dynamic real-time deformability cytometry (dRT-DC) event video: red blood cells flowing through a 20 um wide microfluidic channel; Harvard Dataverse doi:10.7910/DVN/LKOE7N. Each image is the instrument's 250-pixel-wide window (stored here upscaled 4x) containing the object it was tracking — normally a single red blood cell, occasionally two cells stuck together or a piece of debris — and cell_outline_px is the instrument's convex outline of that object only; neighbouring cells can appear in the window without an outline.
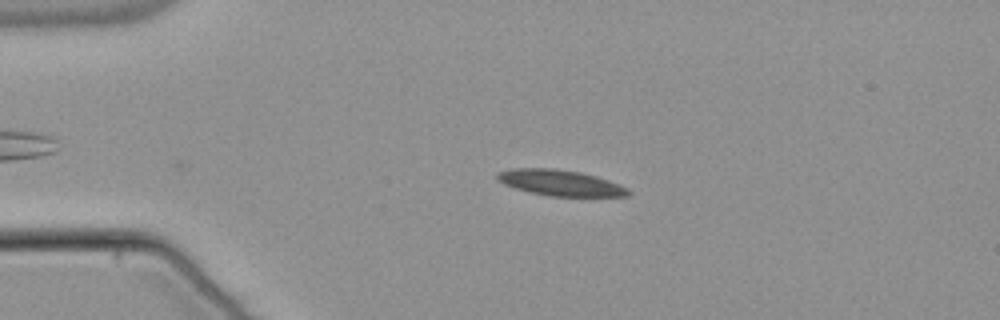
{"species": "common noctule bat (a hibernating species)", "species_latin": "Nyctalus noctula", "temperature_condition": "warm", "stored_images_in_passage": 33, "camera_frame_rate_fps": 3000, "um_per_image_px": 0.085, "animal": {"sex": "male", "body_mass_g": 21.5, "forearm_length_mm": 52.0}, "frame": {"image": 1, "passage_image": 1, "time_ms": 0.0, "image_size_px": [1000, 320], "cell_outline_px": [[632, 192], [628, 196], [552, 196], [532, 192], [516, 188], [504, 184], [496, 180], [496, 176], [500, 172], [512, 168], [552, 168], [580, 172], [596, 176], [620, 184], [628, 188]], "centroid_in_image_um": [47.65, 15.53], "position_along_channel_um": 37.3, "area_um2": 19.59}}
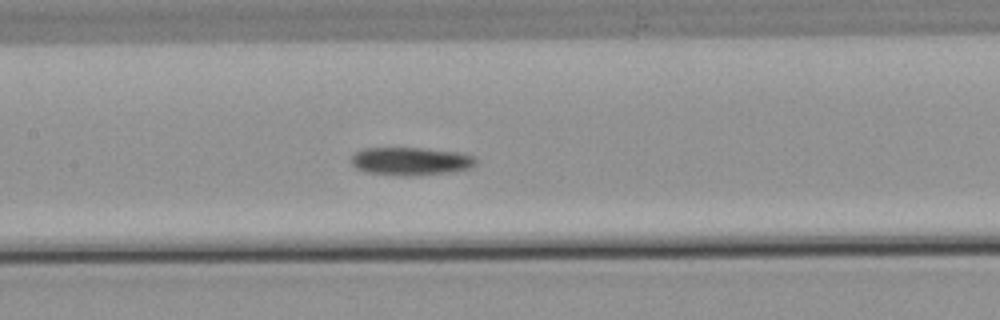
{"frame": {"image": 2, "passage_image": 15, "time_ms": 4.667, "image_size_px": [1000, 320], "cell_outline_px": [[476, 164], [472, 168], [452, 172], [420, 176], [404, 176], [364, 172], [356, 168], [352, 164], [352, 156], [356, 152], [364, 148], [424, 148], [460, 152], [476, 156]], "centroid_in_image_um": [34.97, 13.71], "position_along_channel_um": 172.4, "area_um2": 20.75}}
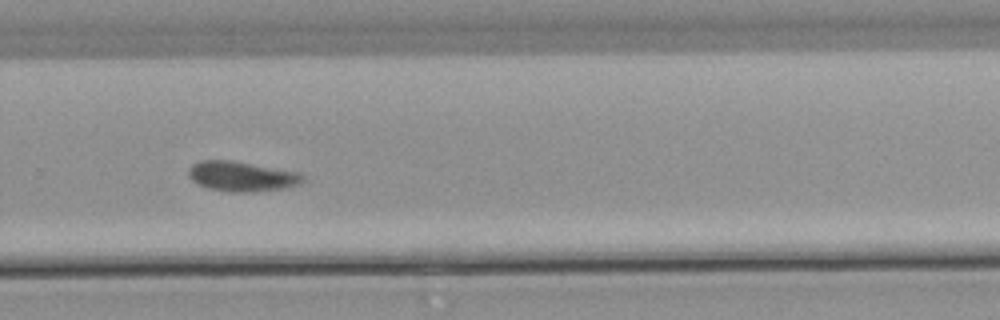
{"frame": {"image": 3, "passage_image": 26, "time_ms": 8.333, "image_size_px": [1000, 320], "cell_outline_px": [[304, 180], [300, 184], [284, 188], [256, 192], [236, 192], [208, 188], [192, 180], [188, 176], [188, 168], [192, 164], [200, 160], [232, 160], [300, 172], [304, 176]], "centroid_in_image_um": [20.56, 14.98], "position_along_channel_um": 309.2, "area_um2": 20.06}, "authors_computed_cell_mechanics": {"area_um2": 20.0566, "velocity_mm_per_s": 3.7333, "shape_relaxation_time_tau1_ms": 10.7878, "shape_relaxation_time_tau2_ms": 5.1305, "deformation_change_tau1": 0.1698, "deformation_change_tau2": 0.0822}}